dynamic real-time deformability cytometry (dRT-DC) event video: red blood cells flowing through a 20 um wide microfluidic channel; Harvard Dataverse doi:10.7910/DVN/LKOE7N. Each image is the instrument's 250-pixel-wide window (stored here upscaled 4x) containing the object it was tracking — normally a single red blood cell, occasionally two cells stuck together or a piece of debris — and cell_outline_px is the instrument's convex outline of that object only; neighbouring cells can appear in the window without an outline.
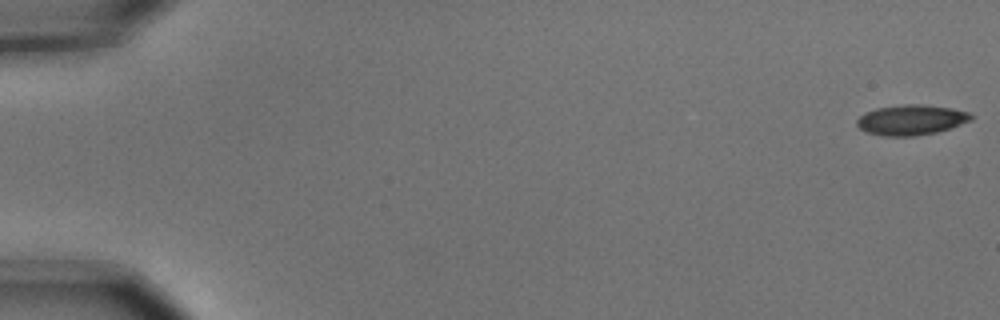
{"species": "common noctule bat (a hibernating species)", "species_latin": "Nyctalus noctula", "temperature_condition": "cold", "stored_images_in_passage": 6, "segment_of_instrument_passage": [1, 2], "camera_frame_rate_fps": 3000, "um_per_image_px": 0.085, "animal": {"sex": "male", "body_mass_g": 15.6}, "frame": {"image": 1, "passage_image": 1, "time_ms": 0.0, "image_size_px": [1000, 320], "cell_outline_px": [[972, 120], [936, 132], [912, 136], [884, 136], [868, 132], [860, 128], [856, 124], [856, 120], [860, 116], [876, 108], [904, 104], [920, 104], [952, 108], [968, 112], [972, 116]], "centroid_in_image_um": [77.44, 10.18], "position_along_channel_um": 7.6, "area_um2": 19.83}}
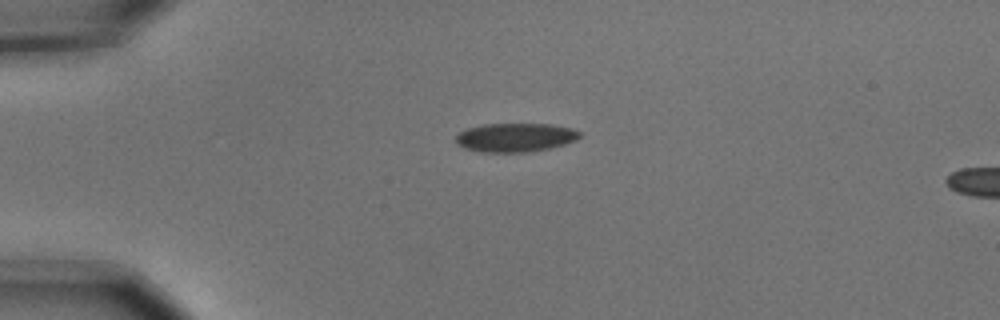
{"frame": {"image": 2, "passage_image": 4, "time_ms": 1.0, "image_size_px": [1000, 320], "cell_outline_px": [[580, 136], [576, 140], [564, 144], [548, 148], [528, 152], [480, 152], [464, 148], [456, 144], [456, 136], [460, 132], [468, 128], [484, 124], [548, 124], [572, 128], [580, 132]], "centroid_in_image_um": [43.78, 11.68], "position_along_channel_um": 41.2, "area_um2": 20.69}}